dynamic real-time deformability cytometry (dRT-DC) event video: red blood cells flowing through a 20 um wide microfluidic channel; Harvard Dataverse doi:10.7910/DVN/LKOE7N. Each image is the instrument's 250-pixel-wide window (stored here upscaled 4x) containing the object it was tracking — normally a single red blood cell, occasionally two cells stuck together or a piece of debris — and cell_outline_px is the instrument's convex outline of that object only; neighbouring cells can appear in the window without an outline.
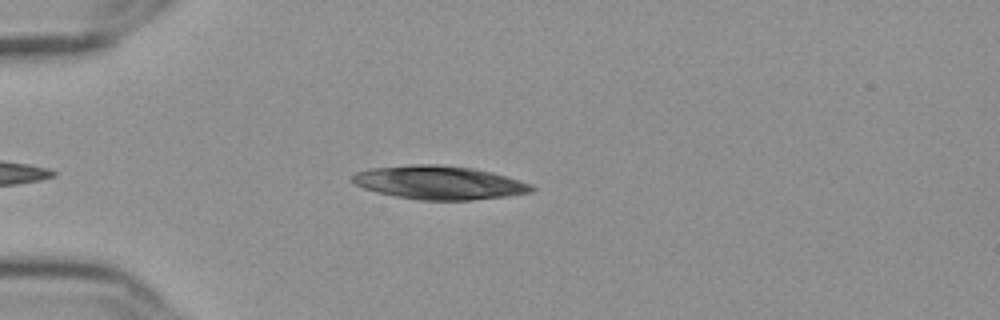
{"species": "Egyptian fruit bat (a non-hibernating species)", "species_latin": "Rousettus aegyptiacus", "temperature_condition": "cold", "stored_images_in_passage": 43, "camera_frame_rate_fps": 3000, "um_per_image_px": 0.085, "frame": {"image": 1, "passage_image": 6, "time_ms": 1.667, "image_size_px": [1000, 320], "cell_outline_px": [[536, 188], [532, 192], [504, 196], [472, 200], [420, 200], [396, 196], [376, 192], [364, 188], [356, 184], [352, 180], [352, 176], [356, 172], [372, 168], [412, 164], [436, 164], [472, 168], [492, 172], [520, 180], [532, 184]], "centroid_in_image_um": [37.35, 15.52], "position_along_channel_um": 47.7, "area_um2": 34.91}}